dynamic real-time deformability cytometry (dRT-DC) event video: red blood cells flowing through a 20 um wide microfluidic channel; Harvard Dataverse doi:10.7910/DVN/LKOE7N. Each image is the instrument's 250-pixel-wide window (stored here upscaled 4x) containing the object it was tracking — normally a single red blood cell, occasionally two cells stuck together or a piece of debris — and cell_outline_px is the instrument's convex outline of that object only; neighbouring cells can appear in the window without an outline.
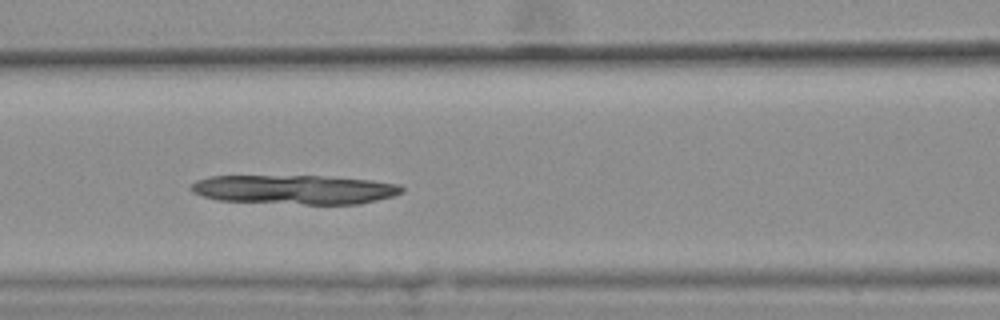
{"species": "common noctule bat (a hibernating species)", "species_latin": "Nyctalus noctula", "temperature_condition": "warm", "stored_images_in_passage": 31, "camera_frame_rate_fps": 3000, "um_per_image_px": 0.085, "animal": {"sex": "female", "body_mass_g": 25.1}, "frame": {"image": 1, "passage_image": 8, "time_ms": 2.333, "image_size_px": [1000, 320], "cell_outline_px": [[404, 192], [392, 196], [360, 204], [304, 204], [216, 200], [192, 192], [188, 188], [196, 180], [208, 176], [320, 176], [372, 180], [400, 184], [404, 188]], "centroid_in_image_um": [25.04, 16.11], "position_along_channel_um": 141.6, "area_um2": 35.95}}